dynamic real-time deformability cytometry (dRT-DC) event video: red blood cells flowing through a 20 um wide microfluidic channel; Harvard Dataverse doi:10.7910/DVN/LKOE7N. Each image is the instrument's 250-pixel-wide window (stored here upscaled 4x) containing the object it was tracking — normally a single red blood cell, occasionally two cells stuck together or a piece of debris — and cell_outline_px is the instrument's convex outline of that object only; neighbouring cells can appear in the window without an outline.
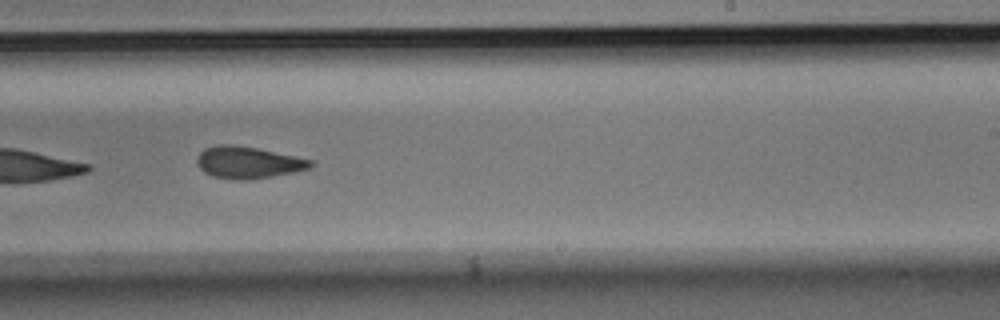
{"species": "Egyptian fruit bat (a non-hibernating species)", "species_latin": "Rousettus aegyptiacus", "temperature_condition": "room temperature", "stored_images_in_passage": 13, "camera_frame_rate_fps": 3000, "um_per_image_px": 0.085, "animal": {"sex": "male"}, "frame": {"image": 1, "passage_image": 8, "time_ms": 2.333, "image_size_px": [1000, 320], "cell_outline_px": [[312, 164], [308, 168], [292, 172], [272, 176], [248, 180], [236, 180], [212, 176], [204, 172], [200, 168], [196, 160], [200, 152], [204, 148], [216, 144], [232, 144], [256, 148], [312, 160]], "centroid_in_image_um": [21.01, 13.8], "position_along_channel_um": 268.0, "area_um2": 20.87}}
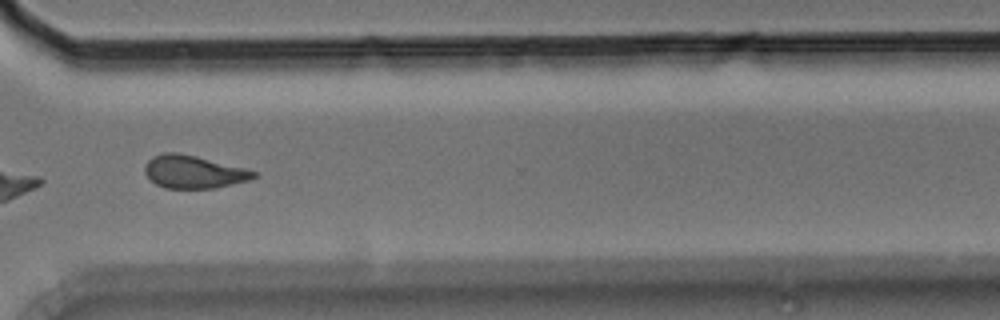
{"frame": {"image": 2, "passage_image": 10, "time_ms": 3.0, "image_size_px": [1000, 320], "cell_outline_px": [[256, 176], [248, 180], [216, 188], [164, 188], [156, 184], [144, 172], [144, 164], [152, 156], [164, 152], [176, 152], [196, 156], [244, 168], [256, 172]], "centroid_in_image_um": [16.4, 14.6], "position_along_channel_um": 354.2, "area_um2": 20.69}}